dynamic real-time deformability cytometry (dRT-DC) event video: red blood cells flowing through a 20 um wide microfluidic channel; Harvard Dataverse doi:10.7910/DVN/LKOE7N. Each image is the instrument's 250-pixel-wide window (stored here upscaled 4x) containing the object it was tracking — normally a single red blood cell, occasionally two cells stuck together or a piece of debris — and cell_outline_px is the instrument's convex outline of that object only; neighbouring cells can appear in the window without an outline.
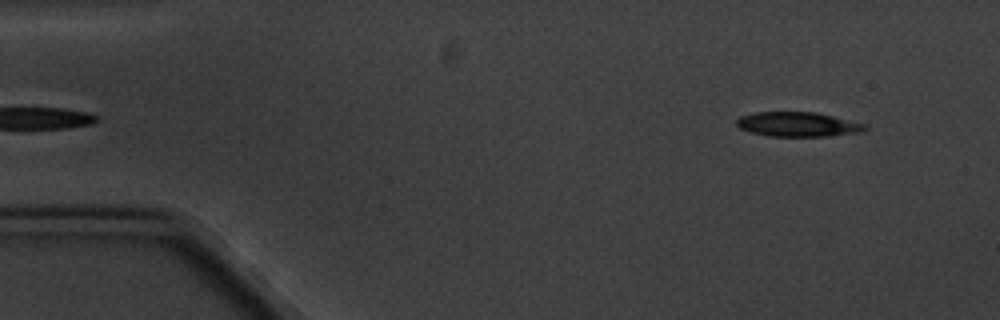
{"species": "common noctule bat (a hibernating species)", "species_latin": "Nyctalus noctula", "temperature_condition": "cold", "stored_images_in_passage": 6, "segment_of_instrument_passage": [2, 2], "camera_frame_rate_fps": 3000, "um_per_image_px": 0.085, "animal": {"sex": "male", "body_mass_g": 20.1, "forearm_length_mm": 53.5}, "frame": {"image": 1, "passage_image": 6, "time_ms": 6.0, "image_size_px": [1000, 320], "cell_outline_px": [[868, 128], [860, 132], [828, 136], [768, 136], [748, 132], [740, 128], [736, 124], [736, 120], [740, 116], [756, 112], [816, 112], [868, 124]], "centroid_in_image_um": [67.82, 10.57], "position_along_channel_um": 17.2, "area_um2": 18.5}}